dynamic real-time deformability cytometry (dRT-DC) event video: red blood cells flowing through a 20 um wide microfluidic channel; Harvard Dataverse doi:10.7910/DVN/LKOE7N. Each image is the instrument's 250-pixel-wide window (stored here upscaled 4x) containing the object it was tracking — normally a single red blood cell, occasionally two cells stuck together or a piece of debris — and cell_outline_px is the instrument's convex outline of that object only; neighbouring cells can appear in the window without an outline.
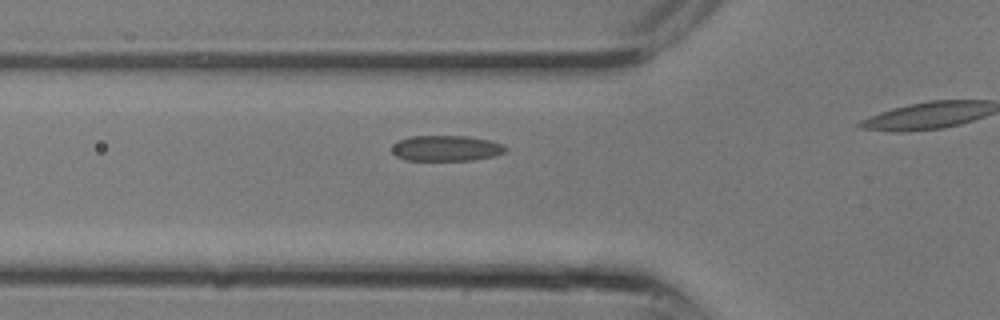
{"species": "common noctule bat (a hibernating species)", "species_latin": "Nyctalus noctula", "temperature_condition": "room temperature", "stored_images_in_passage": 9, "segment_of_instrument_passage": [1, 2], "camera_frame_rate_fps": 3000, "um_per_image_px": 0.085, "animal": {"sex": "male", "body_mass_g": 13.3}, "frame": {"image": 1, "passage_image": 6, "time_ms": 1.667, "image_size_px": [1000, 320], "cell_outline_px": [[508, 148], [504, 152], [496, 156], [472, 160], [404, 160], [396, 156], [392, 152], [392, 148], [396, 140], [412, 136], [468, 136], [488, 140], [504, 144]], "centroid_in_image_um": [37.93, 12.6], "position_along_channel_um": 87.9, "area_um2": 17.11}}
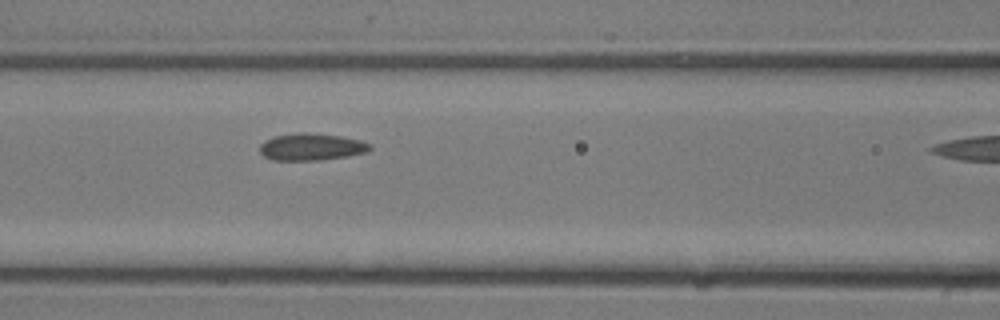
{"frame": {"image": 2, "passage_image": 8, "time_ms": 2.333, "image_size_px": [1000, 320], "cell_outline_px": [[372, 148], [368, 152], [348, 156], [320, 160], [272, 160], [264, 156], [260, 152], [260, 144], [264, 140], [276, 136], [300, 132], [308, 132], [340, 136], [360, 140], [372, 144]], "centroid_in_image_um": [26.49, 12.48], "position_along_channel_um": 140.1, "area_um2": 17.46}}